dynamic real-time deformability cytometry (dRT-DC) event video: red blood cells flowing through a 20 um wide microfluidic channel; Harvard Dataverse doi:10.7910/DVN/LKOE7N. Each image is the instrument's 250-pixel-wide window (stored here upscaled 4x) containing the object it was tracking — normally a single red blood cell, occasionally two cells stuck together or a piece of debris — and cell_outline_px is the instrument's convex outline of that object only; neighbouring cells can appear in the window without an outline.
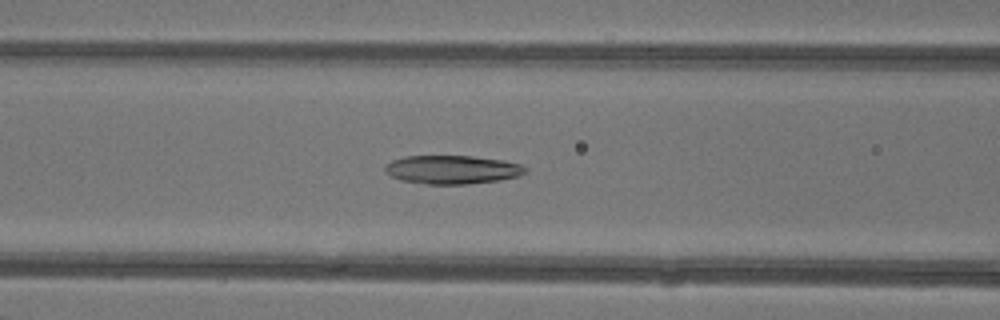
{"species": "common noctule bat (a hibernating species)", "species_latin": "Nyctalus noctula", "temperature_condition": "warm", "stored_images_in_passage": 33, "camera_frame_rate_fps": 3000, "um_per_image_px": 0.085, "animal": {"sex": "female"}, "frame": {"image": 1, "passage_image": 6, "time_ms": 1.667, "image_size_px": [1000, 320], "cell_outline_px": [[528, 172], [520, 176], [500, 180], [468, 184], [428, 184], [400, 180], [392, 176], [384, 168], [392, 160], [404, 156], [472, 156], [504, 160], [520, 164], [528, 168]], "centroid_in_image_um": [38.51, 14.42], "position_along_channel_um": 128.1, "area_um2": 23.41}}
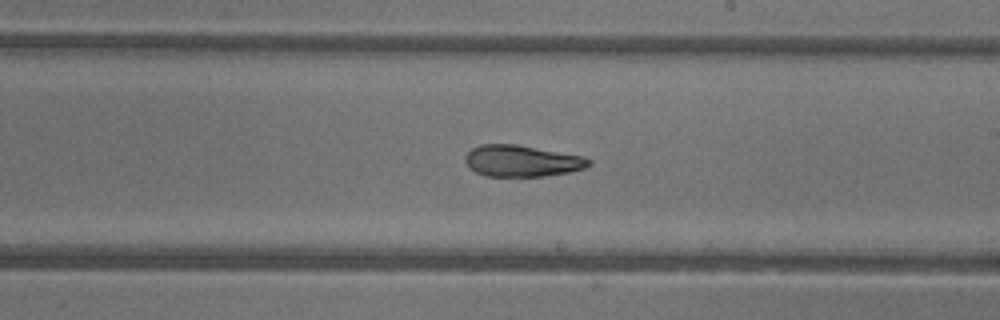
{"frame": {"image": 2, "passage_image": 14, "time_ms": 4.333, "image_size_px": [1000, 320], "cell_outline_px": [[592, 164], [584, 168], [568, 172], [544, 176], [484, 176], [476, 172], [464, 160], [464, 156], [472, 148], [480, 144], [516, 144], [584, 156], [592, 160]], "centroid_in_image_um": [44.37, 13.67], "position_along_channel_um": 244.6, "area_um2": 22.66}}
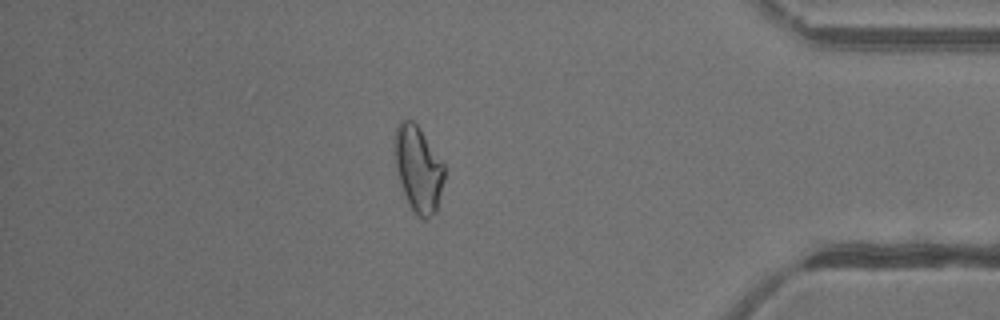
{"frame": {"image": 3, "passage_image": 27, "time_ms": 8.667, "image_size_px": [1000, 320], "cell_outline_px": [[444, 180], [436, 212], [428, 220], [424, 220], [416, 216], [408, 204], [400, 184], [396, 168], [396, 128], [400, 120], [412, 120], [420, 128], [444, 164]], "centroid_in_image_um": [35.57, 14.42], "position_along_channel_um": 399.6, "area_um2": 24.74}, "authors_computed_cell_mechanics": {"area_um2": 23.698, "velocity_mm_per_s": 4.3728, "shape_relaxation_time_tau1_ms": 5.3207, "shape_relaxation_time_tau2_ms": 3.2413, "deformation_change_tau1": 0.1819, "deformation_change_tau2": 0.1096}}